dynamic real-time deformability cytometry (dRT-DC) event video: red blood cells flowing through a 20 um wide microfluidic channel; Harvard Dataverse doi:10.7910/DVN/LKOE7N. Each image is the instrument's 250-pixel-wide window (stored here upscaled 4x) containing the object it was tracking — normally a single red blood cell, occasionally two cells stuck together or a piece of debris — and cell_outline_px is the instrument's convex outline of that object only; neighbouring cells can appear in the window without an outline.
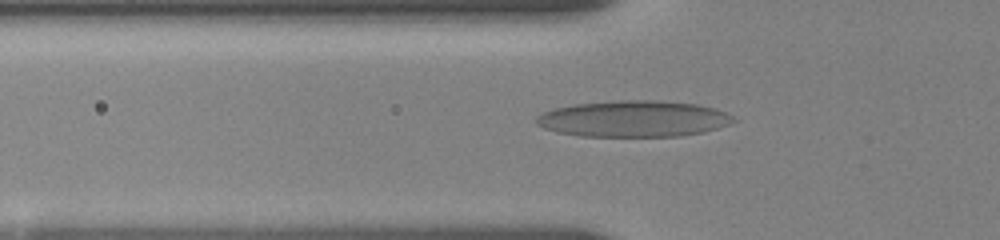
{"species": "human", "species_latin": "Homo sapiens", "temperature_condition": "room temperature", "stored_images_in_passage": 27, "camera_frame_rate_fps": 3000, "um_per_image_px": 0.085, "donor": {"sex": "female"}, "frame": {"image": 1, "passage_image": 3, "time_ms": 0.333, "image_size_px": [1000, 240], "cell_outline_px": [[736, 120], [728, 124], [704, 132], [680, 136], [580, 136], [556, 132], [544, 128], [536, 124], [532, 120], [536, 116], [544, 112], [556, 108], [572, 104], [620, 100], [656, 100], [696, 104], [716, 108], [732, 116]], "centroid_in_image_um": [53.81, 10.09], "position_along_channel_um": 72.0, "area_um2": 41.73}}
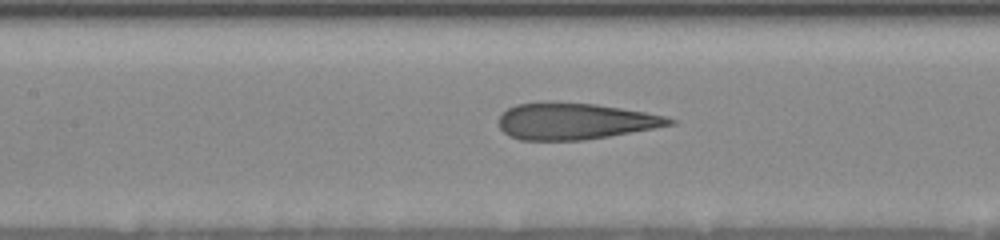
{"frame": {"image": 2, "passage_image": 15, "time_ms": 2.667, "image_size_px": [1000, 240], "cell_outline_px": [[676, 124], [608, 136], [584, 140], [520, 140], [508, 136], [500, 128], [500, 116], [508, 108], [516, 104], [552, 100], [596, 104], [644, 112], [664, 116], [676, 120]], "centroid_in_image_um": [48.83, 10.28], "position_along_channel_um": 158.6, "area_um2": 36.41}}
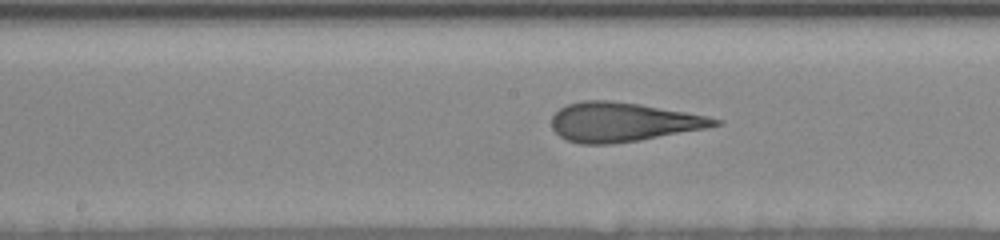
{"frame": {"image": 3, "passage_image": 23, "time_ms": 3.667, "image_size_px": [1000, 240], "cell_outline_px": [[724, 124], [708, 128], [640, 140], [612, 144], [580, 144], [568, 140], [560, 136], [552, 128], [552, 116], [560, 108], [568, 104], [584, 100], [608, 100], [640, 104], [684, 112], [724, 120]], "centroid_in_image_um": [52.96, 10.38], "position_along_channel_um": 195.2, "area_um2": 37.17}}